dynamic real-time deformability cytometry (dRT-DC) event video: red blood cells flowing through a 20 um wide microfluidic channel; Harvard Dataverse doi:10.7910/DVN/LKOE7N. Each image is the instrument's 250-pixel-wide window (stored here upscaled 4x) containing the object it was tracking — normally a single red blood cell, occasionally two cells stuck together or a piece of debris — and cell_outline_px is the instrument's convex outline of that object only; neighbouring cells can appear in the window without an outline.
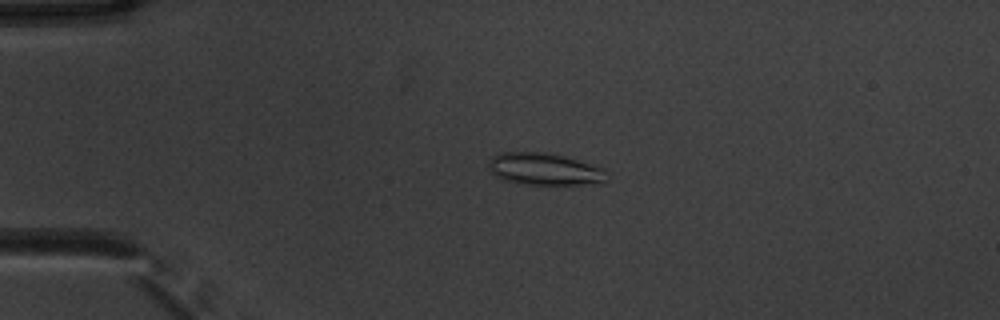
{"species": "common noctule bat (a hibernating species)", "species_latin": "Nyctalus noctula", "temperature_condition": "warm", "stored_images_in_passage": 54, "camera_frame_rate_fps": 3000, "um_per_image_px": 0.085, "animal": {"sex": "male", "body_mass_g": 20.1, "forearm_length_mm": 53.5}, "frame": {"image": 1, "passage_image": 13, "time_ms": 4.0, "image_size_px": [1000, 320], "cell_outline_px": [[608, 180], [596, 184], [524, 184], [500, 180], [488, 168], [488, 164], [492, 156], [496, 152], [544, 152], [564, 156], [580, 160], [604, 168]], "centroid_in_image_um": [46.27, 14.37], "position_along_channel_um": 38.7, "area_um2": 22.37}}
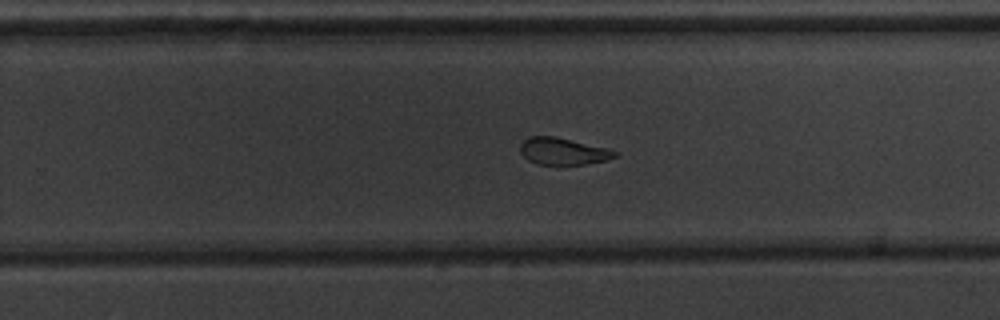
{"frame": {"image": 2, "passage_image": 35, "time_ms": 11.333, "image_size_px": [1000, 320], "cell_outline_px": [[620, 152], [616, 156], [608, 160], [584, 164], [536, 164], [528, 160], [520, 152], [520, 144], [528, 136], [556, 136], [608, 148]], "centroid_in_image_um": [47.87, 12.85], "position_along_channel_um": 281.9, "area_um2": 14.97}}
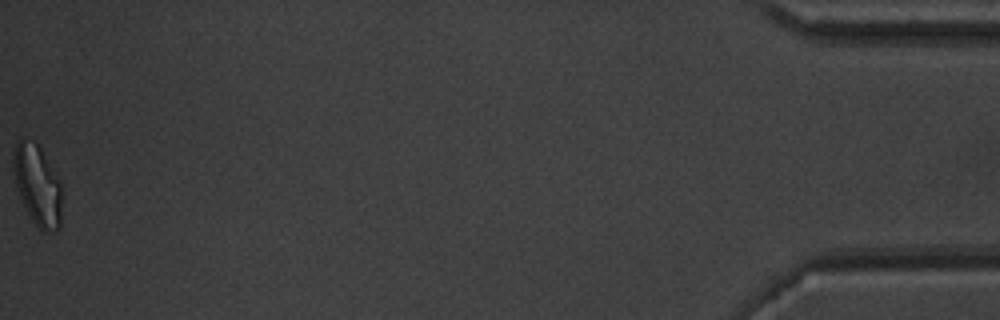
{"frame": {"image": 3, "passage_image": 54, "time_ms": 17.667, "image_size_px": [1000, 320], "cell_outline_px": [[60, 228], [56, 232], [40, 232], [32, 220], [20, 196], [16, 184], [12, 168], [12, 156], [16, 144], [24, 136], [32, 140], [40, 148], [60, 180]], "centroid_in_image_um": [3.17, 15.75], "position_along_channel_um": 432.0, "area_um2": 22.72}, "authors_computed_cell_mechanics": {"area_um2": 18.2359, "velocity_mm_per_s": 3.8241, "shape_relaxation_time_tau1_ms": 5.5883, "shape_relaxation_time_tau2_ms": 2.1646, "deformation_change_tau1": 0.1427, "deformation_change_tau2": 0.0849}}